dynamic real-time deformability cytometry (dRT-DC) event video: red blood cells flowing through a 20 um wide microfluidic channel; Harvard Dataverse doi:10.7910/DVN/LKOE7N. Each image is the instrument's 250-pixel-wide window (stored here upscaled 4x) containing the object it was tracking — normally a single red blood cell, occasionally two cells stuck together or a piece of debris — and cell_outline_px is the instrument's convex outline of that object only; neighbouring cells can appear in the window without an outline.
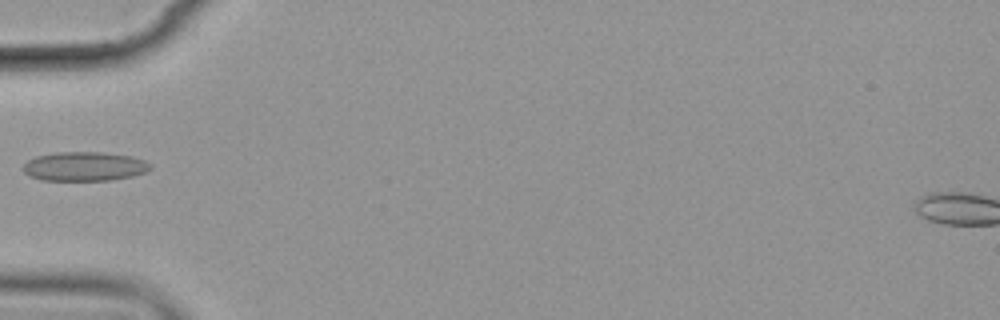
{"species": "common noctule bat (a hibernating species)", "species_latin": "Nyctalus noctula", "temperature_condition": "cold", "stored_images_in_passage": 6, "camera_frame_rate_fps": 3000, "um_per_image_px": 0.085, "animal": {"sex": "female", "body_mass_g": 19.9}, "frame": {"image": 1, "passage_image": 6, "time_ms": 6.333, "image_size_px": [1000, 320], "cell_outline_px": [[152, 168], [144, 172], [132, 176], [112, 180], [40, 180], [28, 176], [20, 168], [28, 160], [36, 156], [56, 152], [100, 152], [132, 156], [144, 160], [152, 164]], "centroid_in_image_um": [7.15, 14.14], "position_along_channel_um": 77.9, "area_um2": 21.79}}